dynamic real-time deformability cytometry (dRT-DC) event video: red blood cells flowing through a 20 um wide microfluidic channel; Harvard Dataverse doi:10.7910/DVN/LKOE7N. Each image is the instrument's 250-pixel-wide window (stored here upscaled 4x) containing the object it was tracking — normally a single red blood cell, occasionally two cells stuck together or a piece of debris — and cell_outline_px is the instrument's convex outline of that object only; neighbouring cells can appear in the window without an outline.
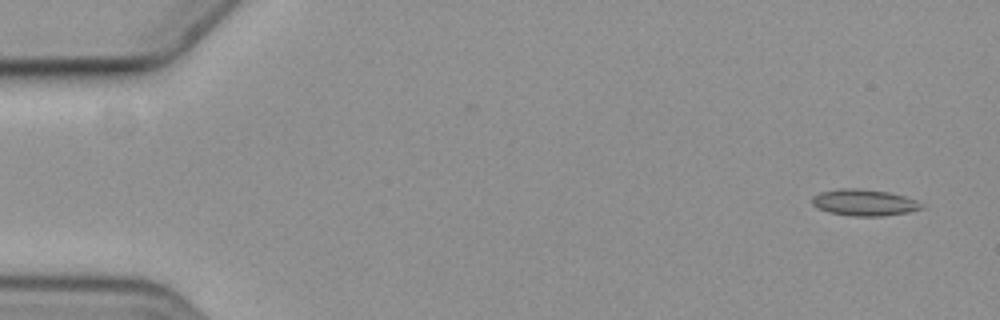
{"species": "common noctule bat (a hibernating species)", "species_latin": "Nyctalus noctula", "temperature_condition": "cold", "stored_images_in_passage": 6, "camera_frame_rate_fps": 3000, "um_per_image_px": 0.085, "animal": {"sex": "female", "body_mass_g": 19.3, "forearm_length_mm": 54.1}, "frame": {"image": 1, "passage_image": 1, "time_ms": 0.0, "image_size_px": [1000, 320], "cell_outline_px": [[924, 208], [908, 212], [880, 216], [856, 216], [828, 212], [816, 208], [812, 204], [812, 196], [820, 192], [840, 188], [856, 188], [888, 192], [904, 196], [916, 200]], "centroid_in_image_um": [73.41, 17.21], "position_along_channel_um": 11.6, "area_um2": 16.76}}